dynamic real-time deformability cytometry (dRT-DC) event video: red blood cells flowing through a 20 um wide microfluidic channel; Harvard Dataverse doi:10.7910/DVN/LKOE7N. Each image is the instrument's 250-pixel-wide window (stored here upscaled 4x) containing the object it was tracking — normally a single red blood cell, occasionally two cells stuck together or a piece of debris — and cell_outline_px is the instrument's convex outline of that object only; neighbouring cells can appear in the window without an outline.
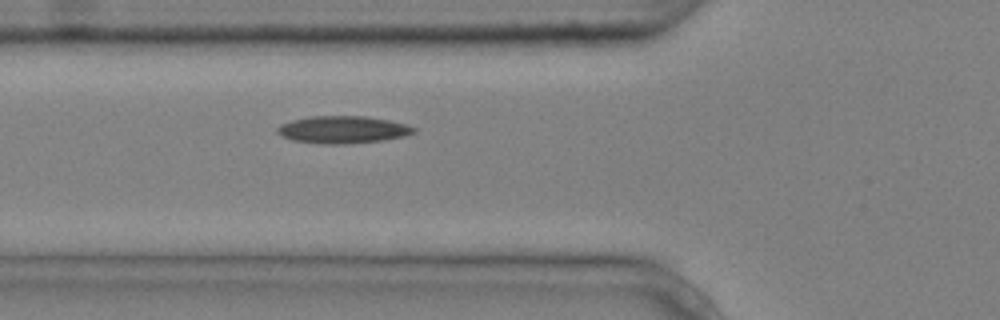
{"species": "common noctule bat (a hibernating species)", "species_latin": "Nyctalus noctula", "temperature_condition": "cold", "stored_images_in_passage": 7, "segment_of_instrument_passage": [1, 2], "camera_frame_rate_fps": 3000, "um_per_image_px": 0.085, "animal": {"sex": "male", "body_mass_g": 20.4}, "frame": {"image": 1, "passage_image": 6, "time_ms": 1.667, "image_size_px": [1000, 320], "cell_outline_px": [[416, 132], [404, 136], [384, 140], [348, 144], [324, 144], [292, 140], [280, 136], [276, 132], [276, 128], [280, 124], [292, 120], [308, 116], [364, 116], [388, 120], [408, 124], [416, 128]], "centroid_in_image_um": [29.12, 11.02], "position_along_channel_um": 96.7, "area_um2": 21.96}}